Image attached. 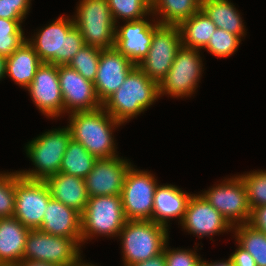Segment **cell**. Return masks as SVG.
<instances>
[{"mask_svg": "<svg viewBox=\"0 0 266 266\" xmlns=\"http://www.w3.org/2000/svg\"><path fill=\"white\" fill-rule=\"evenodd\" d=\"M132 266H166L165 253L161 252L155 257L136 263Z\"/></svg>", "mask_w": 266, "mask_h": 266, "instance_id": "40", "label": "cell"}, {"mask_svg": "<svg viewBox=\"0 0 266 266\" xmlns=\"http://www.w3.org/2000/svg\"><path fill=\"white\" fill-rule=\"evenodd\" d=\"M131 162L118 156L97 159L84 178L88 197L120 195Z\"/></svg>", "mask_w": 266, "mask_h": 266, "instance_id": "16", "label": "cell"}, {"mask_svg": "<svg viewBox=\"0 0 266 266\" xmlns=\"http://www.w3.org/2000/svg\"><path fill=\"white\" fill-rule=\"evenodd\" d=\"M0 266H10V265H6V264H0Z\"/></svg>", "mask_w": 266, "mask_h": 266, "instance_id": "45", "label": "cell"}, {"mask_svg": "<svg viewBox=\"0 0 266 266\" xmlns=\"http://www.w3.org/2000/svg\"><path fill=\"white\" fill-rule=\"evenodd\" d=\"M22 20L0 18V55L8 58L27 40L21 26Z\"/></svg>", "mask_w": 266, "mask_h": 266, "instance_id": "31", "label": "cell"}, {"mask_svg": "<svg viewBox=\"0 0 266 266\" xmlns=\"http://www.w3.org/2000/svg\"><path fill=\"white\" fill-rule=\"evenodd\" d=\"M233 229L237 243L252 255L256 266H266V234L249 223L235 225Z\"/></svg>", "mask_w": 266, "mask_h": 266, "instance_id": "29", "label": "cell"}, {"mask_svg": "<svg viewBox=\"0 0 266 266\" xmlns=\"http://www.w3.org/2000/svg\"><path fill=\"white\" fill-rule=\"evenodd\" d=\"M16 266H61V265L54 264V263H48L44 261L23 259Z\"/></svg>", "mask_w": 266, "mask_h": 266, "instance_id": "41", "label": "cell"}, {"mask_svg": "<svg viewBox=\"0 0 266 266\" xmlns=\"http://www.w3.org/2000/svg\"><path fill=\"white\" fill-rule=\"evenodd\" d=\"M52 198L45 181L31 180L15 174V211L17 218L30 230L39 229L42 225L46 205Z\"/></svg>", "mask_w": 266, "mask_h": 266, "instance_id": "11", "label": "cell"}, {"mask_svg": "<svg viewBox=\"0 0 266 266\" xmlns=\"http://www.w3.org/2000/svg\"><path fill=\"white\" fill-rule=\"evenodd\" d=\"M191 194L174 185H157L153 199L152 221L168 226V219L179 218L182 222Z\"/></svg>", "mask_w": 266, "mask_h": 266, "instance_id": "21", "label": "cell"}, {"mask_svg": "<svg viewBox=\"0 0 266 266\" xmlns=\"http://www.w3.org/2000/svg\"><path fill=\"white\" fill-rule=\"evenodd\" d=\"M124 265L132 266L163 252L167 227L151 220H127L120 231Z\"/></svg>", "mask_w": 266, "mask_h": 266, "instance_id": "4", "label": "cell"}, {"mask_svg": "<svg viewBox=\"0 0 266 266\" xmlns=\"http://www.w3.org/2000/svg\"><path fill=\"white\" fill-rule=\"evenodd\" d=\"M6 58L0 55V80L5 77Z\"/></svg>", "mask_w": 266, "mask_h": 266, "instance_id": "43", "label": "cell"}, {"mask_svg": "<svg viewBox=\"0 0 266 266\" xmlns=\"http://www.w3.org/2000/svg\"><path fill=\"white\" fill-rule=\"evenodd\" d=\"M0 174V218L13 217L15 211V174Z\"/></svg>", "mask_w": 266, "mask_h": 266, "instance_id": "35", "label": "cell"}, {"mask_svg": "<svg viewBox=\"0 0 266 266\" xmlns=\"http://www.w3.org/2000/svg\"><path fill=\"white\" fill-rule=\"evenodd\" d=\"M115 24L117 18L127 21L143 19L151 13V0H107Z\"/></svg>", "mask_w": 266, "mask_h": 266, "instance_id": "30", "label": "cell"}, {"mask_svg": "<svg viewBox=\"0 0 266 266\" xmlns=\"http://www.w3.org/2000/svg\"><path fill=\"white\" fill-rule=\"evenodd\" d=\"M202 0H151V13L160 14L161 25H179L201 10ZM158 12V13H157Z\"/></svg>", "mask_w": 266, "mask_h": 266, "instance_id": "27", "label": "cell"}, {"mask_svg": "<svg viewBox=\"0 0 266 266\" xmlns=\"http://www.w3.org/2000/svg\"><path fill=\"white\" fill-rule=\"evenodd\" d=\"M181 47L179 27L158 24L154 28L149 51L138 67L159 84L170 70Z\"/></svg>", "mask_w": 266, "mask_h": 266, "instance_id": "9", "label": "cell"}, {"mask_svg": "<svg viewBox=\"0 0 266 266\" xmlns=\"http://www.w3.org/2000/svg\"><path fill=\"white\" fill-rule=\"evenodd\" d=\"M180 224L189 233L199 235L200 238L219 234L233 228L202 194H192Z\"/></svg>", "mask_w": 266, "mask_h": 266, "instance_id": "17", "label": "cell"}, {"mask_svg": "<svg viewBox=\"0 0 266 266\" xmlns=\"http://www.w3.org/2000/svg\"><path fill=\"white\" fill-rule=\"evenodd\" d=\"M102 49L84 45L67 64L94 83Z\"/></svg>", "mask_w": 266, "mask_h": 266, "instance_id": "32", "label": "cell"}, {"mask_svg": "<svg viewBox=\"0 0 266 266\" xmlns=\"http://www.w3.org/2000/svg\"><path fill=\"white\" fill-rule=\"evenodd\" d=\"M39 229L51 235L73 238L81 243V214L51 198Z\"/></svg>", "mask_w": 266, "mask_h": 266, "instance_id": "20", "label": "cell"}, {"mask_svg": "<svg viewBox=\"0 0 266 266\" xmlns=\"http://www.w3.org/2000/svg\"><path fill=\"white\" fill-rule=\"evenodd\" d=\"M33 102L42 114L58 117L64 113L58 65L43 62L37 69L33 81L27 87Z\"/></svg>", "mask_w": 266, "mask_h": 266, "instance_id": "15", "label": "cell"}, {"mask_svg": "<svg viewBox=\"0 0 266 266\" xmlns=\"http://www.w3.org/2000/svg\"><path fill=\"white\" fill-rule=\"evenodd\" d=\"M159 97L158 83L135 66L121 86L102 103V107L123 124L144 112Z\"/></svg>", "mask_w": 266, "mask_h": 266, "instance_id": "1", "label": "cell"}, {"mask_svg": "<svg viewBox=\"0 0 266 266\" xmlns=\"http://www.w3.org/2000/svg\"><path fill=\"white\" fill-rule=\"evenodd\" d=\"M126 221L120 195L88 197L81 214V243L95 234L118 236Z\"/></svg>", "mask_w": 266, "mask_h": 266, "instance_id": "6", "label": "cell"}, {"mask_svg": "<svg viewBox=\"0 0 266 266\" xmlns=\"http://www.w3.org/2000/svg\"><path fill=\"white\" fill-rule=\"evenodd\" d=\"M201 10L212 20L217 28L238 36L245 35L243 21L234 5L228 0H202Z\"/></svg>", "mask_w": 266, "mask_h": 266, "instance_id": "25", "label": "cell"}, {"mask_svg": "<svg viewBox=\"0 0 266 266\" xmlns=\"http://www.w3.org/2000/svg\"><path fill=\"white\" fill-rule=\"evenodd\" d=\"M76 12L73 19L85 45L100 49L114 47L116 24L107 0H81Z\"/></svg>", "mask_w": 266, "mask_h": 266, "instance_id": "7", "label": "cell"}, {"mask_svg": "<svg viewBox=\"0 0 266 266\" xmlns=\"http://www.w3.org/2000/svg\"><path fill=\"white\" fill-rule=\"evenodd\" d=\"M164 246L166 266H201V257L191 250H171ZM171 250V251H170Z\"/></svg>", "mask_w": 266, "mask_h": 266, "instance_id": "36", "label": "cell"}, {"mask_svg": "<svg viewBox=\"0 0 266 266\" xmlns=\"http://www.w3.org/2000/svg\"><path fill=\"white\" fill-rule=\"evenodd\" d=\"M240 42L241 39L238 36L231 34L226 30L217 28L211 34L210 40L205 49L214 56L220 58L229 57L236 52Z\"/></svg>", "mask_w": 266, "mask_h": 266, "instance_id": "34", "label": "cell"}, {"mask_svg": "<svg viewBox=\"0 0 266 266\" xmlns=\"http://www.w3.org/2000/svg\"><path fill=\"white\" fill-rule=\"evenodd\" d=\"M156 181L150 172L130 166L120 194L126 220L152 221Z\"/></svg>", "mask_w": 266, "mask_h": 266, "instance_id": "10", "label": "cell"}, {"mask_svg": "<svg viewBox=\"0 0 266 266\" xmlns=\"http://www.w3.org/2000/svg\"><path fill=\"white\" fill-rule=\"evenodd\" d=\"M96 160L81 143L71 138L62 158L60 172L84 179L93 169Z\"/></svg>", "mask_w": 266, "mask_h": 266, "instance_id": "28", "label": "cell"}, {"mask_svg": "<svg viewBox=\"0 0 266 266\" xmlns=\"http://www.w3.org/2000/svg\"><path fill=\"white\" fill-rule=\"evenodd\" d=\"M158 24V21L152 24L144 19L127 21L119 29L116 27L114 47L138 66L149 51L153 31Z\"/></svg>", "mask_w": 266, "mask_h": 266, "instance_id": "19", "label": "cell"}, {"mask_svg": "<svg viewBox=\"0 0 266 266\" xmlns=\"http://www.w3.org/2000/svg\"><path fill=\"white\" fill-rule=\"evenodd\" d=\"M223 217L234 225L247 224L251 216L247 190L240 175L227 179L202 194ZM240 221V223H239Z\"/></svg>", "mask_w": 266, "mask_h": 266, "instance_id": "13", "label": "cell"}, {"mask_svg": "<svg viewBox=\"0 0 266 266\" xmlns=\"http://www.w3.org/2000/svg\"><path fill=\"white\" fill-rule=\"evenodd\" d=\"M239 248L230 256V260L237 266H256L252 255L238 245Z\"/></svg>", "mask_w": 266, "mask_h": 266, "instance_id": "39", "label": "cell"}, {"mask_svg": "<svg viewBox=\"0 0 266 266\" xmlns=\"http://www.w3.org/2000/svg\"><path fill=\"white\" fill-rule=\"evenodd\" d=\"M64 112L94 111L102 107L95 85L68 65H58Z\"/></svg>", "mask_w": 266, "mask_h": 266, "instance_id": "14", "label": "cell"}, {"mask_svg": "<svg viewBox=\"0 0 266 266\" xmlns=\"http://www.w3.org/2000/svg\"><path fill=\"white\" fill-rule=\"evenodd\" d=\"M248 223L266 234V205L252 209Z\"/></svg>", "mask_w": 266, "mask_h": 266, "instance_id": "38", "label": "cell"}, {"mask_svg": "<svg viewBox=\"0 0 266 266\" xmlns=\"http://www.w3.org/2000/svg\"><path fill=\"white\" fill-rule=\"evenodd\" d=\"M80 246V243L73 238L55 236L34 229L29 231L23 259L61 266H76L81 260Z\"/></svg>", "mask_w": 266, "mask_h": 266, "instance_id": "8", "label": "cell"}, {"mask_svg": "<svg viewBox=\"0 0 266 266\" xmlns=\"http://www.w3.org/2000/svg\"><path fill=\"white\" fill-rule=\"evenodd\" d=\"M52 198L82 214L88 202L83 178L59 172L45 180Z\"/></svg>", "mask_w": 266, "mask_h": 266, "instance_id": "22", "label": "cell"}, {"mask_svg": "<svg viewBox=\"0 0 266 266\" xmlns=\"http://www.w3.org/2000/svg\"><path fill=\"white\" fill-rule=\"evenodd\" d=\"M135 66L115 47L102 49L94 81L96 94L101 103L121 86Z\"/></svg>", "mask_w": 266, "mask_h": 266, "instance_id": "18", "label": "cell"}, {"mask_svg": "<svg viewBox=\"0 0 266 266\" xmlns=\"http://www.w3.org/2000/svg\"><path fill=\"white\" fill-rule=\"evenodd\" d=\"M30 229L17 218H0V264L16 266L23 260Z\"/></svg>", "mask_w": 266, "mask_h": 266, "instance_id": "23", "label": "cell"}, {"mask_svg": "<svg viewBox=\"0 0 266 266\" xmlns=\"http://www.w3.org/2000/svg\"><path fill=\"white\" fill-rule=\"evenodd\" d=\"M42 63L32 45L26 40L6 58L5 74L19 86L27 88Z\"/></svg>", "mask_w": 266, "mask_h": 266, "instance_id": "24", "label": "cell"}, {"mask_svg": "<svg viewBox=\"0 0 266 266\" xmlns=\"http://www.w3.org/2000/svg\"><path fill=\"white\" fill-rule=\"evenodd\" d=\"M70 114L68 127L73 140L81 143L97 159L118 156L112 131L122 123L116 121L103 107Z\"/></svg>", "mask_w": 266, "mask_h": 266, "instance_id": "2", "label": "cell"}, {"mask_svg": "<svg viewBox=\"0 0 266 266\" xmlns=\"http://www.w3.org/2000/svg\"><path fill=\"white\" fill-rule=\"evenodd\" d=\"M240 177L246 187L251 210L266 205V171H253Z\"/></svg>", "mask_w": 266, "mask_h": 266, "instance_id": "33", "label": "cell"}, {"mask_svg": "<svg viewBox=\"0 0 266 266\" xmlns=\"http://www.w3.org/2000/svg\"><path fill=\"white\" fill-rule=\"evenodd\" d=\"M82 261V259L76 264V266H94V265H90V264H88V263H84L83 261Z\"/></svg>", "mask_w": 266, "mask_h": 266, "instance_id": "44", "label": "cell"}, {"mask_svg": "<svg viewBox=\"0 0 266 266\" xmlns=\"http://www.w3.org/2000/svg\"><path fill=\"white\" fill-rule=\"evenodd\" d=\"M71 140L69 127L55 129L38 136L26 146V154L35 165V170L19 171L18 174L31 180L45 181L60 172L62 158Z\"/></svg>", "mask_w": 266, "mask_h": 266, "instance_id": "5", "label": "cell"}, {"mask_svg": "<svg viewBox=\"0 0 266 266\" xmlns=\"http://www.w3.org/2000/svg\"><path fill=\"white\" fill-rule=\"evenodd\" d=\"M198 52L184 46L179 49L170 70L158 84L159 96L187 97L196 90L203 67Z\"/></svg>", "mask_w": 266, "mask_h": 266, "instance_id": "12", "label": "cell"}, {"mask_svg": "<svg viewBox=\"0 0 266 266\" xmlns=\"http://www.w3.org/2000/svg\"><path fill=\"white\" fill-rule=\"evenodd\" d=\"M201 266H233V262L230 260V258L225 262H211V263L201 260Z\"/></svg>", "mask_w": 266, "mask_h": 266, "instance_id": "42", "label": "cell"}, {"mask_svg": "<svg viewBox=\"0 0 266 266\" xmlns=\"http://www.w3.org/2000/svg\"><path fill=\"white\" fill-rule=\"evenodd\" d=\"M67 18V19H66ZM59 17L42 28L34 39H27L42 62L54 65H67L85 45L74 19ZM33 40V41H32Z\"/></svg>", "mask_w": 266, "mask_h": 266, "instance_id": "3", "label": "cell"}, {"mask_svg": "<svg viewBox=\"0 0 266 266\" xmlns=\"http://www.w3.org/2000/svg\"><path fill=\"white\" fill-rule=\"evenodd\" d=\"M31 0H0V18L23 20L28 14Z\"/></svg>", "mask_w": 266, "mask_h": 266, "instance_id": "37", "label": "cell"}, {"mask_svg": "<svg viewBox=\"0 0 266 266\" xmlns=\"http://www.w3.org/2000/svg\"><path fill=\"white\" fill-rule=\"evenodd\" d=\"M182 46L191 49H203L211 34L217 29L212 20L202 11H198L179 25Z\"/></svg>", "mask_w": 266, "mask_h": 266, "instance_id": "26", "label": "cell"}]
</instances>
